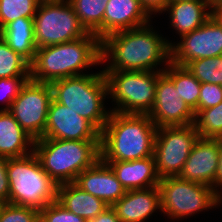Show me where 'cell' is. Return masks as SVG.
Listing matches in <instances>:
<instances>
[{"mask_svg": "<svg viewBox=\"0 0 222 222\" xmlns=\"http://www.w3.org/2000/svg\"><path fill=\"white\" fill-rule=\"evenodd\" d=\"M151 27L148 23L110 34L101 40V64L108 60L111 62L103 71L163 72L165 69L156 67L171 62L172 42Z\"/></svg>", "mask_w": 222, "mask_h": 222, "instance_id": "cell-1", "label": "cell"}, {"mask_svg": "<svg viewBox=\"0 0 222 222\" xmlns=\"http://www.w3.org/2000/svg\"><path fill=\"white\" fill-rule=\"evenodd\" d=\"M156 131L148 114L111 111L100 134V159L132 161L153 156Z\"/></svg>", "mask_w": 222, "mask_h": 222, "instance_id": "cell-2", "label": "cell"}, {"mask_svg": "<svg viewBox=\"0 0 222 222\" xmlns=\"http://www.w3.org/2000/svg\"><path fill=\"white\" fill-rule=\"evenodd\" d=\"M100 63L101 40L95 34L88 33L71 42L37 48L30 64V79L51 83L84 75L83 69Z\"/></svg>", "mask_w": 222, "mask_h": 222, "instance_id": "cell-3", "label": "cell"}, {"mask_svg": "<svg viewBox=\"0 0 222 222\" xmlns=\"http://www.w3.org/2000/svg\"><path fill=\"white\" fill-rule=\"evenodd\" d=\"M33 152L44 171L61 185L74 182L82 171L100 159V140L40 138L35 140Z\"/></svg>", "mask_w": 222, "mask_h": 222, "instance_id": "cell-4", "label": "cell"}, {"mask_svg": "<svg viewBox=\"0 0 222 222\" xmlns=\"http://www.w3.org/2000/svg\"><path fill=\"white\" fill-rule=\"evenodd\" d=\"M50 85L56 102L72 109L102 131L111 113L104 107L108 88L103 70L95 74L58 79Z\"/></svg>", "mask_w": 222, "mask_h": 222, "instance_id": "cell-5", "label": "cell"}, {"mask_svg": "<svg viewBox=\"0 0 222 222\" xmlns=\"http://www.w3.org/2000/svg\"><path fill=\"white\" fill-rule=\"evenodd\" d=\"M9 203L42 210L57 200L58 185L44 171L34 152L8 158Z\"/></svg>", "mask_w": 222, "mask_h": 222, "instance_id": "cell-6", "label": "cell"}, {"mask_svg": "<svg viewBox=\"0 0 222 222\" xmlns=\"http://www.w3.org/2000/svg\"><path fill=\"white\" fill-rule=\"evenodd\" d=\"M108 96L116 102L112 112L149 114L153 108L158 77L163 72L103 71Z\"/></svg>", "mask_w": 222, "mask_h": 222, "instance_id": "cell-7", "label": "cell"}, {"mask_svg": "<svg viewBox=\"0 0 222 222\" xmlns=\"http://www.w3.org/2000/svg\"><path fill=\"white\" fill-rule=\"evenodd\" d=\"M158 188L161 211L172 220L215 208L222 202L212 186L183 180L178 176L161 178Z\"/></svg>", "mask_w": 222, "mask_h": 222, "instance_id": "cell-8", "label": "cell"}, {"mask_svg": "<svg viewBox=\"0 0 222 222\" xmlns=\"http://www.w3.org/2000/svg\"><path fill=\"white\" fill-rule=\"evenodd\" d=\"M33 25L37 48L71 42L88 34L68 0L40 1Z\"/></svg>", "mask_w": 222, "mask_h": 222, "instance_id": "cell-9", "label": "cell"}, {"mask_svg": "<svg viewBox=\"0 0 222 222\" xmlns=\"http://www.w3.org/2000/svg\"><path fill=\"white\" fill-rule=\"evenodd\" d=\"M199 137L194 124L157 128L153 156L160 179L179 176Z\"/></svg>", "mask_w": 222, "mask_h": 222, "instance_id": "cell-10", "label": "cell"}, {"mask_svg": "<svg viewBox=\"0 0 222 222\" xmlns=\"http://www.w3.org/2000/svg\"><path fill=\"white\" fill-rule=\"evenodd\" d=\"M52 99L50 83L29 79L12 102L9 112L22 129L34 140H37L43 137Z\"/></svg>", "mask_w": 222, "mask_h": 222, "instance_id": "cell-11", "label": "cell"}, {"mask_svg": "<svg viewBox=\"0 0 222 222\" xmlns=\"http://www.w3.org/2000/svg\"><path fill=\"white\" fill-rule=\"evenodd\" d=\"M172 43L171 62L185 67L189 62L222 55V22L213 14L201 27Z\"/></svg>", "mask_w": 222, "mask_h": 222, "instance_id": "cell-12", "label": "cell"}, {"mask_svg": "<svg viewBox=\"0 0 222 222\" xmlns=\"http://www.w3.org/2000/svg\"><path fill=\"white\" fill-rule=\"evenodd\" d=\"M157 128L194 124L195 112L179 97L174 83L162 73L157 80L155 102L148 114Z\"/></svg>", "mask_w": 222, "mask_h": 222, "instance_id": "cell-13", "label": "cell"}, {"mask_svg": "<svg viewBox=\"0 0 222 222\" xmlns=\"http://www.w3.org/2000/svg\"><path fill=\"white\" fill-rule=\"evenodd\" d=\"M101 132L87 119L52 99L42 138L70 141L100 140Z\"/></svg>", "mask_w": 222, "mask_h": 222, "instance_id": "cell-14", "label": "cell"}, {"mask_svg": "<svg viewBox=\"0 0 222 222\" xmlns=\"http://www.w3.org/2000/svg\"><path fill=\"white\" fill-rule=\"evenodd\" d=\"M219 159V138H201L194 144L179 178L213 187Z\"/></svg>", "mask_w": 222, "mask_h": 222, "instance_id": "cell-15", "label": "cell"}, {"mask_svg": "<svg viewBox=\"0 0 222 222\" xmlns=\"http://www.w3.org/2000/svg\"><path fill=\"white\" fill-rule=\"evenodd\" d=\"M81 190L112 206L122 198L126 189L122 186L110 166L99 159L92 167L82 171L73 182Z\"/></svg>", "mask_w": 222, "mask_h": 222, "instance_id": "cell-16", "label": "cell"}, {"mask_svg": "<svg viewBox=\"0 0 222 222\" xmlns=\"http://www.w3.org/2000/svg\"><path fill=\"white\" fill-rule=\"evenodd\" d=\"M151 15L140 0H109L103 17V39L110 34L150 23Z\"/></svg>", "mask_w": 222, "mask_h": 222, "instance_id": "cell-17", "label": "cell"}, {"mask_svg": "<svg viewBox=\"0 0 222 222\" xmlns=\"http://www.w3.org/2000/svg\"><path fill=\"white\" fill-rule=\"evenodd\" d=\"M111 207L121 222H144L157 209L161 210L159 188L127 190Z\"/></svg>", "mask_w": 222, "mask_h": 222, "instance_id": "cell-18", "label": "cell"}, {"mask_svg": "<svg viewBox=\"0 0 222 222\" xmlns=\"http://www.w3.org/2000/svg\"><path fill=\"white\" fill-rule=\"evenodd\" d=\"M107 163L127 190L147 189L159 185L154 156L132 161Z\"/></svg>", "mask_w": 222, "mask_h": 222, "instance_id": "cell-19", "label": "cell"}, {"mask_svg": "<svg viewBox=\"0 0 222 222\" xmlns=\"http://www.w3.org/2000/svg\"><path fill=\"white\" fill-rule=\"evenodd\" d=\"M209 9V10H207ZM214 1H170L164 12L181 37L201 27L214 14Z\"/></svg>", "mask_w": 222, "mask_h": 222, "instance_id": "cell-20", "label": "cell"}, {"mask_svg": "<svg viewBox=\"0 0 222 222\" xmlns=\"http://www.w3.org/2000/svg\"><path fill=\"white\" fill-rule=\"evenodd\" d=\"M34 142L9 111H0V156L21 158L30 155Z\"/></svg>", "mask_w": 222, "mask_h": 222, "instance_id": "cell-21", "label": "cell"}, {"mask_svg": "<svg viewBox=\"0 0 222 222\" xmlns=\"http://www.w3.org/2000/svg\"><path fill=\"white\" fill-rule=\"evenodd\" d=\"M57 201L88 222L109 207L103 200L81 190L73 182L58 185Z\"/></svg>", "mask_w": 222, "mask_h": 222, "instance_id": "cell-22", "label": "cell"}, {"mask_svg": "<svg viewBox=\"0 0 222 222\" xmlns=\"http://www.w3.org/2000/svg\"><path fill=\"white\" fill-rule=\"evenodd\" d=\"M0 36L9 47L29 64L33 62L37 49L33 18L20 17L15 19L0 30Z\"/></svg>", "mask_w": 222, "mask_h": 222, "instance_id": "cell-23", "label": "cell"}, {"mask_svg": "<svg viewBox=\"0 0 222 222\" xmlns=\"http://www.w3.org/2000/svg\"><path fill=\"white\" fill-rule=\"evenodd\" d=\"M163 73L174 83L179 97L196 112L201 83L185 67L175 65L172 62L165 65Z\"/></svg>", "mask_w": 222, "mask_h": 222, "instance_id": "cell-24", "label": "cell"}, {"mask_svg": "<svg viewBox=\"0 0 222 222\" xmlns=\"http://www.w3.org/2000/svg\"><path fill=\"white\" fill-rule=\"evenodd\" d=\"M84 29L103 40V17L109 0H68Z\"/></svg>", "mask_w": 222, "mask_h": 222, "instance_id": "cell-25", "label": "cell"}, {"mask_svg": "<svg viewBox=\"0 0 222 222\" xmlns=\"http://www.w3.org/2000/svg\"><path fill=\"white\" fill-rule=\"evenodd\" d=\"M194 125L201 138H222V102L195 112Z\"/></svg>", "mask_w": 222, "mask_h": 222, "instance_id": "cell-26", "label": "cell"}, {"mask_svg": "<svg viewBox=\"0 0 222 222\" xmlns=\"http://www.w3.org/2000/svg\"><path fill=\"white\" fill-rule=\"evenodd\" d=\"M10 77H30V64L0 36V79Z\"/></svg>", "mask_w": 222, "mask_h": 222, "instance_id": "cell-27", "label": "cell"}, {"mask_svg": "<svg viewBox=\"0 0 222 222\" xmlns=\"http://www.w3.org/2000/svg\"><path fill=\"white\" fill-rule=\"evenodd\" d=\"M185 68L200 83L222 84V55L193 60Z\"/></svg>", "mask_w": 222, "mask_h": 222, "instance_id": "cell-28", "label": "cell"}, {"mask_svg": "<svg viewBox=\"0 0 222 222\" xmlns=\"http://www.w3.org/2000/svg\"><path fill=\"white\" fill-rule=\"evenodd\" d=\"M40 0H0V30L17 18H33Z\"/></svg>", "mask_w": 222, "mask_h": 222, "instance_id": "cell-29", "label": "cell"}, {"mask_svg": "<svg viewBox=\"0 0 222 222\" xmlns=\"http://www.w3.org/2000/svg\"><path fill=\"white\" fill-rule=\"evenodd\" d=\"M39 215L46 222H88L82 217L67 210L57 200L40 210Z\"/></svg>", "mask_w": 222, "mask_h": 222, "instance_id": "cell-30", "label": "cell"}, {"mask_svg": "<svg viewBox=\"0 0 222 222\" xmlns=\"http://www.w3.org/2000/svg\"><path fill=\"white\" fill-rule=\"evenodd\" d=\"M39 211L26 206L6 203L0 215V222H35Z\"/></svg>", "mask_w": 222, "mask_h": 222, "instance_id": "cell-31", "label": "cell"}, {"mask_svg": "<svg viewBox=\"0 0 222 222\" xmlns=\"http://www.w3.org/2000/svg\"><path fill=\"white\" fill-rule=\"evenodd\" d=\"M29 79L30 77H10L0 79V96H4L3 98L5 99L1 100L6 103L5 108H1L0 111L10 110L12 102L17 98L22 86Z\"/></svg>", "mask_w": 222, "mask_h": 222, "instance_id": "cell-32", "label": "cell"}, {"mask_svg": "<svg viewBox=\"0 0 222 222\" xmlns=\"http://www.w3.org/2000/svg\"><path fill=\"white\" fill-rule=\"evenodd\" d=\"M222 102V87L217 84L201 83L198 109L213 107Z\"/></svg>", "mask_w": 222, "mask_h": 222, "instance_id": "cell-33", "label": "cell"}, {"mask_svg": "<svg viewBox=\"0 0 222 222\" xmlns=\"http://www.w3.org/2000/svg\"><path fill=\"white\" fill-rule=\"evenodd\" d=\"M8 158L0 156V201L9 203Z\"/></svg>", "mask_w": 222, "mask_h": 222, "instance_id": "cell-34", "label": "cell"}, {"mask_svg": "<svg viewBox=\"0 0 222 222\" xmlns=\"http://www.w3.org/2000/svg\"><path fill=\"white\" fill-rule=\"evenodd\" d=\"M142 6L150 15L163 13L170 0H140Z\"/></svg>", "mask_w": 222, "mask_h": 222, "instance_id": "cell-35", "label": "cell"}, {"mask_svg": "<svg viewBox=\"0 0 222 222\" xmlns=\"http://www.w3.org/2000/svg\"><path fill=\"white\" fill-rule=\"evenodd\" d=\"M222 187V138H219V159H218V167L216 172V177L213 182V189L214 191L222 198V192L218 189ZM218 187V189H217Z\"/></svg>", "mask_w": 222, "mask_h": 222, "instance_id": "cell-36", "label": "cell"}, {"mask_svg": "<svg viewBox=\"0 0 222 222\" xmlns=\"http://www.w3.org/2000/svg\"><path fill=\"white\" fill-rule=\"evenodd\" d=\"M89 222H121L115 210L109 206Z\"/></svg>", "mask_w": 222, "mask_h": 222, "instance_id": "cell-37", "label": "cell"}, {"mask_svg": "<svg viewBox=\"0 0 222 222\" xmlns=\"http://www.w3.org/2000/svg\"><path fill=\"white\" fill-rule=\"evenodd\" d=\"M214 15L222 22V1H214Z\"/></svg>", "mask_w": 222, "mask_h": 222, "instance_id": "cell-38", "label": "cell"}, {"mask_svg": "<svg viewBox=\"0 0 222 222\" xmlns=\"http://www.w3.org/2000/svg\"><path fill=\"white\" fill-rule=\"evenodd\" d=\"M7 202L0 201V215Z\"/></svg>", "mask_w": 222, "mask_h": 222, "instance_id": "cell-39", "label": "cell"}, {"mask_svg": "<svg viewBox=\"0 0 222 222\" xmlns=\"http://www.w3.org/2000/svg\"><path fill=\"white\" fill-rule=\"evenodd\" d=\"M170 1H214V0H170Z\"/></svg>", "mask_w": 222, "mask_h": 222, "instance_id": "cell-40", "label": "cell"}, {"mask_svg": "<svg viewBox=\"0 0 222 222\" xmlns=\"http://www.w3.org/2000/svg\"><path fill=\"white\" fill-rule=\"evenodd\" d=\"M35 222H46V221L39 215Z\"/></svg>", "mask_w": 222, "mask_h": 222, "instance_id": "cell-41", "label": "cell"}, {"mask_svg": "<svg viewBox=\"0 0 222 222\" xmlns=\"http://www.w3.org/2000/svg\"><path fill=\"white\" fill-rule=\"evenodd\" d=\"M40 1H61V0H40Z\"/></svg>", "mask_w": 222, "mask_h": 222, "instance_id": "cell-42", "label": "cell"}]
</instances>
